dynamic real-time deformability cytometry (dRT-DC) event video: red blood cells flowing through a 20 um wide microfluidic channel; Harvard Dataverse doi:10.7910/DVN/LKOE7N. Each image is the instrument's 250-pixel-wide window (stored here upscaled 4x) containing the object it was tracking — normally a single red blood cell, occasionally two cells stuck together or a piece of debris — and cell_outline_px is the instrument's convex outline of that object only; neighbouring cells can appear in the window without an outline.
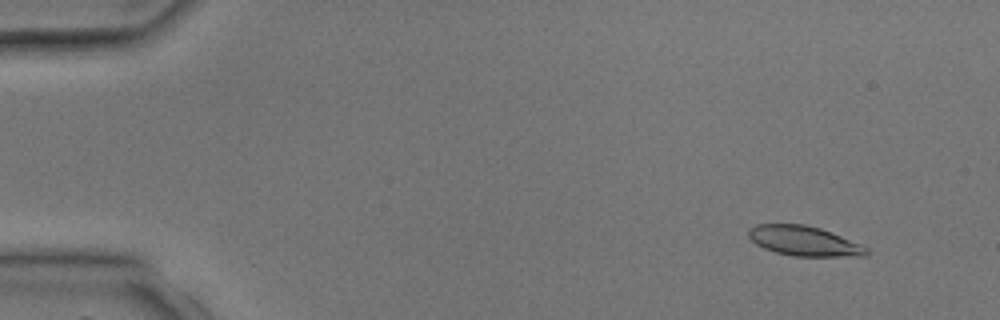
{"species": "common noctule bat (a hibernating species)", "species_latin": "Nyctalus noctula", "temperature_condition": "room temperature", "stored_images_in_passage": 3, "camera_frame_rate_fps": 3000, "um_per_image_px": 0.085, "animal": {"sex": "male", "body_mass_g": 17.9, "forearm_length_mm": 54.2}, "frame": {"image": 1, "passage_image": 1, "time_ms": 0.0, "image_size_px": [1000, 320], "cell_outline_px": [[868, 256], [792, 256], [776, 252], [764, 248], [756, 244], [748, 236], [748, 228], [756, 224], [804, 224], [820, 228], [860, 244], [868, 248]], "centroid_in_image_um": [68.32, 20.48], "position_along_channel_um": 16.7, "area_um2": 20.4}}
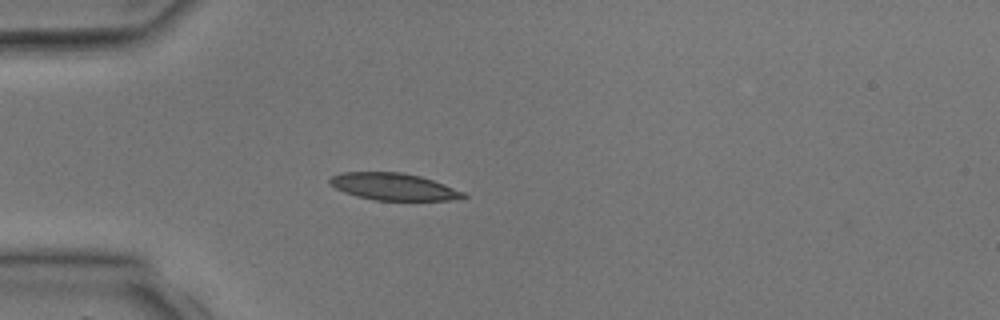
{"frame": {"image": 2, "passage_image": 3, "time_ms": 2.667, "image_size_px": [1000, 320], "cell_outline_px": [[468, 196], [448, 200], [376, 200], [356, 196], [344, 192], [336, 188], [328, 180], [332, 176], [340, 172], [400, 172], [420, 176], [444, 184], [464, 192]], "centroid_in_image_um": [33.43, 15.86], "position_along_channel_um": 51.6, "area_um2": 20.81}}